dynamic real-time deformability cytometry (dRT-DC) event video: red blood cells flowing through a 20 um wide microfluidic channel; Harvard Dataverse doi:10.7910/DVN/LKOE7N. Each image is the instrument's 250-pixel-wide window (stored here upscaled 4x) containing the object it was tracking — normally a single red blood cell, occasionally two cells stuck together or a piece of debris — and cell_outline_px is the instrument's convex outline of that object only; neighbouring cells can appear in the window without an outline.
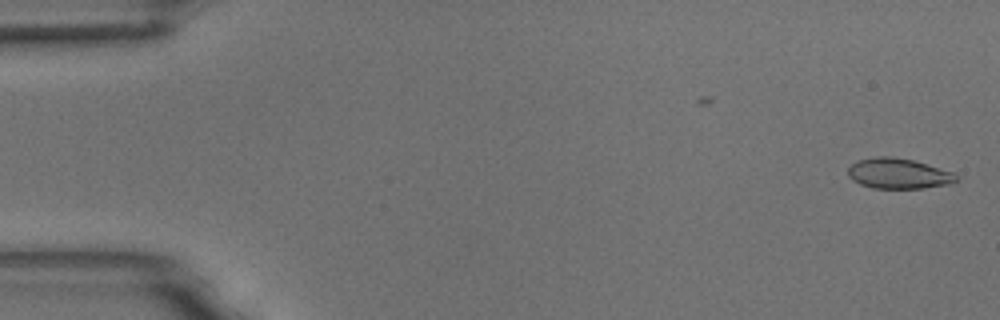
{"species": "common noctule bat (a hibernating species)", "species_latin": "Nyctalus noctula", "temperature_condition": "room temperature", "stored_images_in_passage": 2, "camera_frame_rate_fps": 3000, "um_per_image_px": 0.085, "animal": {"sex": "male", "body_mass_g": 18.8}, "frame": {"image": 1, "passage_image": 2, "time_ms": 0.333, "image_size_px": [1000, 320], "cell_outline_px": [[956, 180], [948, 184], [924, 188], [872, 188], [860, 184], [852, 180], [848, 176], [848, 168], [852, 164], [860, 160], [880, 156], [892, 156], [912, 160], [952, 172], [956, 176]], "centroid_in_image_um": [76.32, 14.76], "position_along_channel_um": 8.7, "area_um2": 18.84}}